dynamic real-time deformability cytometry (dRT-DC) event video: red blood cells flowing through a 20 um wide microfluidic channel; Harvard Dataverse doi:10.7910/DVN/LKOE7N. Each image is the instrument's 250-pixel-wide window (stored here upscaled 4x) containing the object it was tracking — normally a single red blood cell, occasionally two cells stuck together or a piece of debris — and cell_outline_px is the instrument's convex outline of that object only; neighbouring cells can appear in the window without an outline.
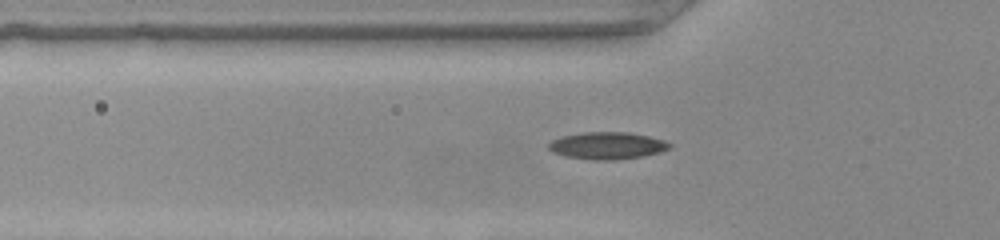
{"species": "common noctule bat (a hibernating species)", "species_latin": "Nyctalus noctula", "temperature_condition": "warm", "stored_images_in_passage": 32, "camera_frame_rate_fps": 3000, "um_per_image_px": 0.085, "animal": {"sex": "female", "body_mass_g": 22.0, "forearm_length_mm": 56.7}, "frame": {"image": 1, "passage_image": 3, "time_ms": 0.667, "image_size_px": [1000, 240], "cell_outline_px": [[672, 148], [660, 152], [644, 156], [616, 160], [592, 160], [564, 156], [552, 152], [548, 148], [548, 144], [552, 140], [564, 136], [584, 132], [628, 132], [648, 136], [664, 140], [672, 144]], "centroid_in_image_um": [51.64, 12.39], "position_along_channel_um": 74.2, "area_um2": 19.25}}
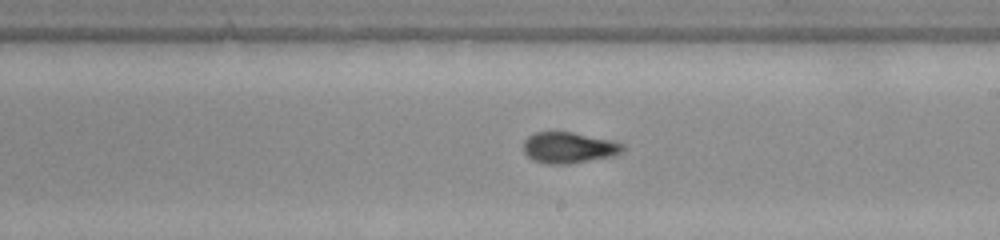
{"frame": {"image": 2, "passage_image": 15, "time_ms": 4.667, "image_size_px": [1000, 240], "cell_outline_px": [[624, 152], [616, 156], [568, 164], [544, 164], [532, 160], [524, 152], [524, 140], [528, 136], [536, 132], [572, 132], [612, 140], [624, 144]], "centroid_in_image_um": [48.38, 12.56], "position_along_channel_um": 240.6, "area_um2": 18.21}}
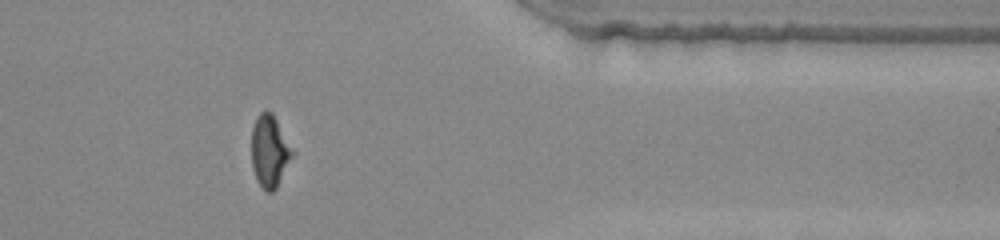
{"frame": {"image": 3, "passage_image": 27, "time_ms": 8.667, "image_size_px": [1000, 240], "cell_outline_px": [[296, 152], [276, 188], [272, 192], [264, 192], [256, 180], [252, 168], [252, 128], [256, 116], [260, 112], [272, 112]], "centroid_in_image_um": [22.94, 12.87], "position_along_channel_um": 388.5, "area_um2": 17.51}}